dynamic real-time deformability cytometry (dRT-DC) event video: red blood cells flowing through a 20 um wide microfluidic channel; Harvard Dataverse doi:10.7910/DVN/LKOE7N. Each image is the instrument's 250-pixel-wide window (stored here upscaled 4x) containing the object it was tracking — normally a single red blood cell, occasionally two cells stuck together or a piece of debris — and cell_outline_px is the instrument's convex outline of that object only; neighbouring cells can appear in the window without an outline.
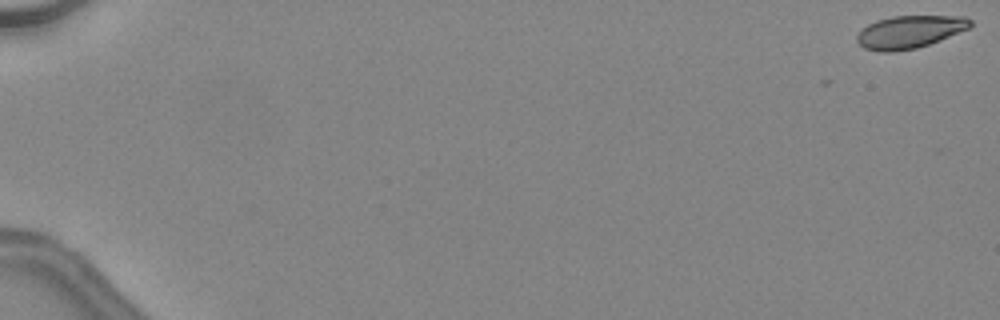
{"species": "common noctule bat (a hibernating species)", "species_latin": "Nyctalus noctula", "temperature_condition": "warm", "stored_images_in_passage": 11, "camera_frame_rate_fps": 3000, "um_per_image_px": 0.085, "animal": {"sex": "female", "body_mass_g": 24.6, "forearm_length_mm": 56.2}, "frame": {"image": 1, "passage_image": 1, "time_ms": 0.0, "image_size_px": [1000, 320], "cell_outline_px": [[972, 24], [968, 28], [940, 40], [916, 48], [892, 52], [880, 52], [864, 48], [856, 40], [856, 36], [868, 24], [876, 20], [892, 16], [964, 16], [972, 20]], "centroid_in_image_um": [77.3, 2.71], "position_along_channel_um": 7.7, "area_um2": 21.44}}